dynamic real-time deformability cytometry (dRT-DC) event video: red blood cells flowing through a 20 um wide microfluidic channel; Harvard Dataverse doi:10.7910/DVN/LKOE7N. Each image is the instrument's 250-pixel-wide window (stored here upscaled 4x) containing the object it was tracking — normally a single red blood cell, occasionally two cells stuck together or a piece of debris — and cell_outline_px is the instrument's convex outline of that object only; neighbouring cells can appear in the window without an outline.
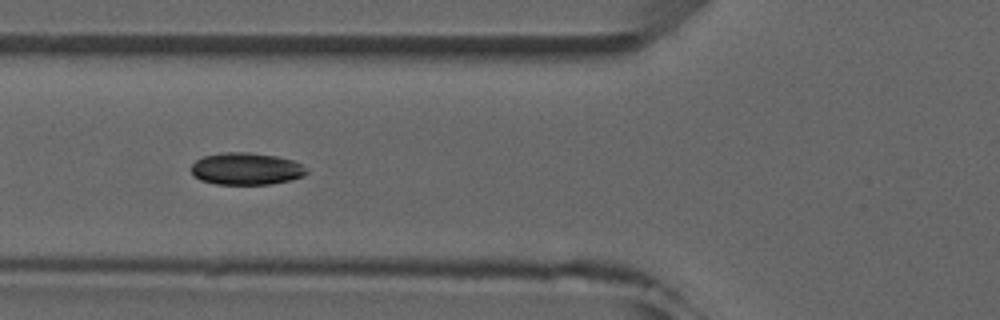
{"species": "common noctule bat (a hibernating species)", "species_latin": "Nyctalus noctula", "temperature_condition": "room temperature", "stored_images_in_passage": 9, "camera_frame_rate_fps": 3000, "um_per_image_px": 0.085, "animal": {"sex": "male", "forearm_length_mm": 52.5}, "frame": {"image": 1, "passage_image": 6, "time_ms": 5.667, "image_size_px": [1000, 320], "cell_outline_px": [[308, 172], [304, 176], [272, 184], [216, 184], [200, 180], [192, 172], [192, 164], [196, 160], [204, 156], [224, 152], [248, 152], [276, 156], [292, 160], [300, 164]], "centroid_in_image_um": [20.92, 14.34], "position_along_channel_um": 104.9, "area_um2": 21.39}}
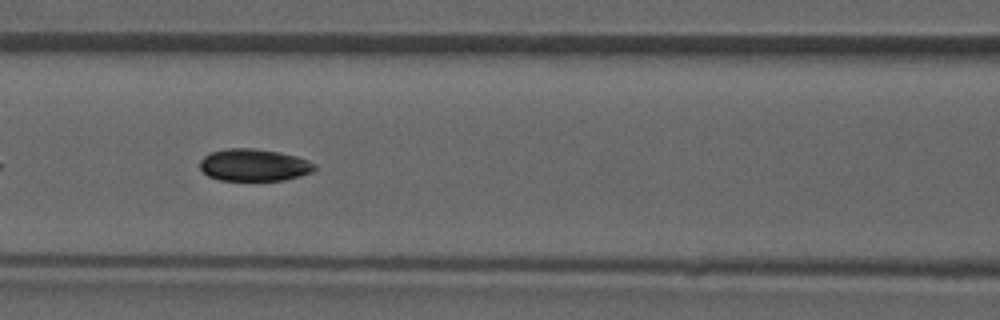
{"frame": {"image": 2, "passage_image": 7, "time_ms": 6.667, "image_size_px": [1000, 320], "cell_outline_px": [[316, 168], [312, 172], [300, 176], [284, 180], [220, 180], [208, 176], [200, 168], [200, 160], [204, 156], [212, 152], [228, 148], [252, 148], [280, 152], [296, 156], [308, 160], [316, 164]], "centroid_in_image_um": [21.6, 14.02], "position_along_channel_um": 145.0, "area_um2": 21.5}}